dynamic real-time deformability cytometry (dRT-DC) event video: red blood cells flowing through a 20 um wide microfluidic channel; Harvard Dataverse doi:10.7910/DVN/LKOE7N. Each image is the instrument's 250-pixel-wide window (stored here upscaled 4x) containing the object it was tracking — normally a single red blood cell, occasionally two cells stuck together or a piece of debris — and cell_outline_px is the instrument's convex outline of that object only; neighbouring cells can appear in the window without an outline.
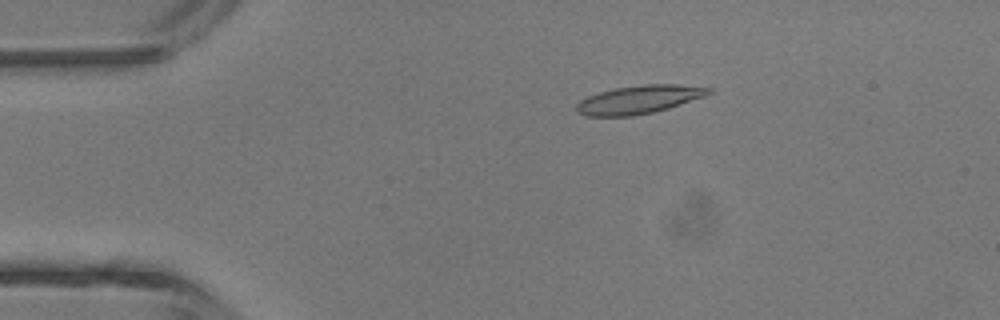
{"species": "common noctule bat (a hibernating species)", "species_latin": "Nyctalus noctula", "temperature_condition": "room temperature", "stored_images_in_passage": 3, "camera_frame_rate_fps": 3000, "um_per_image_px": 0.085, "animal": {"sex": "male", "body_mass_g": 13.3}, "frame": {"image": 1, "passage_image": 2, "time_ms": 1.333, "image_size_px": [1000, 320], "cell_outline_px": [[712, 92], [704, 96], [668, 108], [652, 112], [632, 116], [584, 116], [576, 112], [576, 104], [580, 100], [588, 96], [600, 92], [616, 88], [644, 84], [676, 84], [712, 88]], "centroid_in_image_um": [54.28, 8.46], "position_along_channel_um": 30.7, "area_um2": 21.62}}